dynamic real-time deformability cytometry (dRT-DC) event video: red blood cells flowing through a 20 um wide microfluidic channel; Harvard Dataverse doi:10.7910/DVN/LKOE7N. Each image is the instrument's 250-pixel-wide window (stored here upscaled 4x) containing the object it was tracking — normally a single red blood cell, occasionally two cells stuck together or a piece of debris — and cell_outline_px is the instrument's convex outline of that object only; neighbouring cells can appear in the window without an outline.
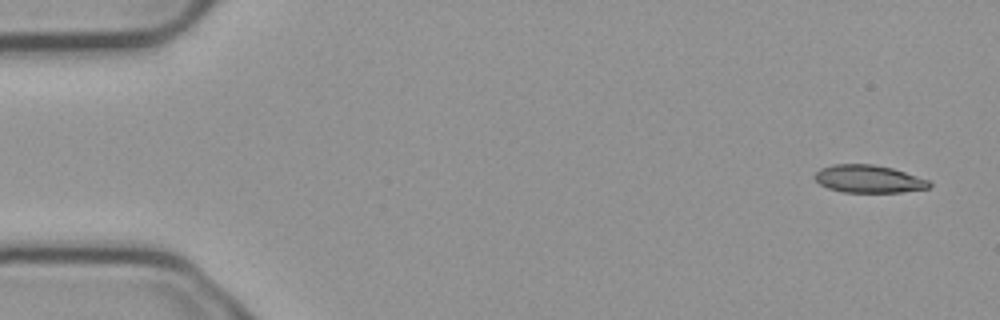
{"species": "common noctule bat (a hibernating species)", "species_latin": "Nyctalus noctula", "temperature_condition": "cold", "stored_images_in_passage": 5, "camera_frame_rate_fps": 3000, "um_per_image_px": 0.085, "animal": {"sex": "male", "body_mass_g": 23.1, "forearm_length_mm": 52.7}, "frame": {"image": 1, "passage_image": 1, "time_ms": 0.0, "image_size_px": [1000, 320], "cell_outline_px": [[932, 184], [928, 188], [900, 192], [844, 192], [828, 188], [820, 184], [816, 180], [816, 172], [820, 168], [832, 164], [872, 164], [892, 168], [928, 180]], "centroid_in_image_um": [73.82, 15.2], "position_along_channel_um": 11.2, "area_um2": 18.26}}
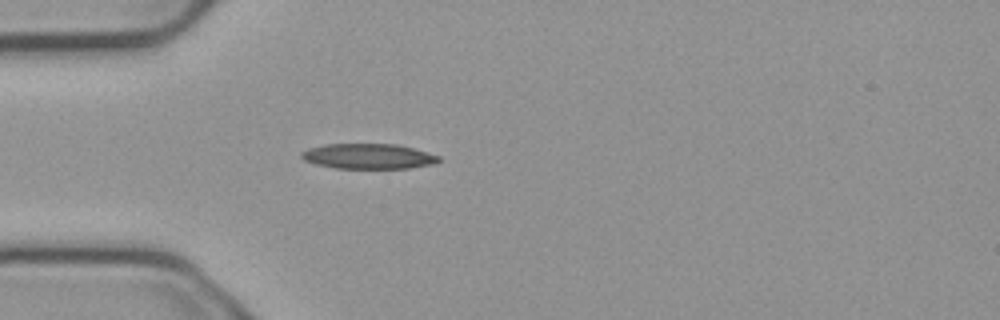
{"frame": {"image": 2, "passage_image": 5, "time_ms": 1.333, "image_size_px": [1000, 320], "cell_outline_px": [[440, 160], [432, 164], [408, 168], [336, 168], [316, 164], [304, 160], [300, 156], [300, 152], [308, 148], [324, 144], [396, 144], [412, 148], [440, 156]], "centroid_in_image_um": [31.27, 13.28], "position_along_channel_um": 53.7, "area_um2": 20.06}}